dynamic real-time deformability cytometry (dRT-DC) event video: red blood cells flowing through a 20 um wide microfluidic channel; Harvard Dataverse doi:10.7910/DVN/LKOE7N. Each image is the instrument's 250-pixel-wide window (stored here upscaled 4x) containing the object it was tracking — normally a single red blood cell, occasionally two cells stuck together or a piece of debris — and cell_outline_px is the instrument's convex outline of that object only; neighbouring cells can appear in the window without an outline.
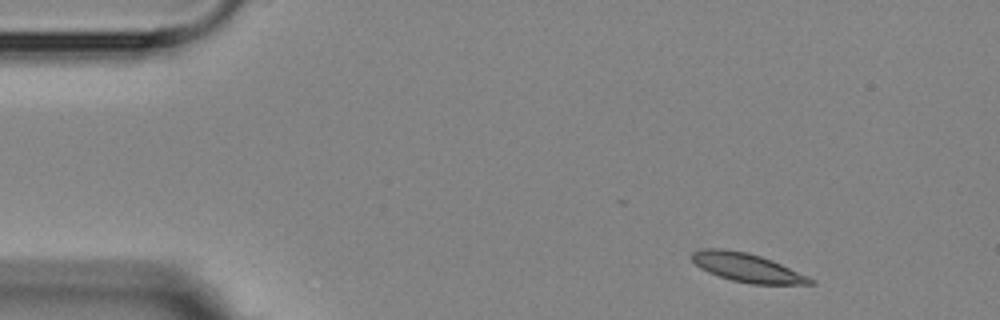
{"species": "Egyptian fruit bat (a non-hibernating species)", "species_latin": "Rousettus aegyptiacus", "temperature_condition": "room temperature", "stored_images_in_passage": 8, "camera_frame_rate_fps": 3000, "um_per_image_px": 0.085, "animal": {"sex": "female"}, "frame": {"image": 1, "passage_image": 1, "time_ms": 0.0, "image_size_px": [1000, 320], "cell_outline_px": [[816, 284], [752, 284], [732, 280], [708, 272], [700, 268], [688, 256], [692, 252], [704, 248], [720, 248], [748, 252], [772, 260], [808, 276], [816, 280]], "centroid_in_image_um": [63.49, 22.74], "position_along_channel_um": 21.5, "area_um2": 19.83}}
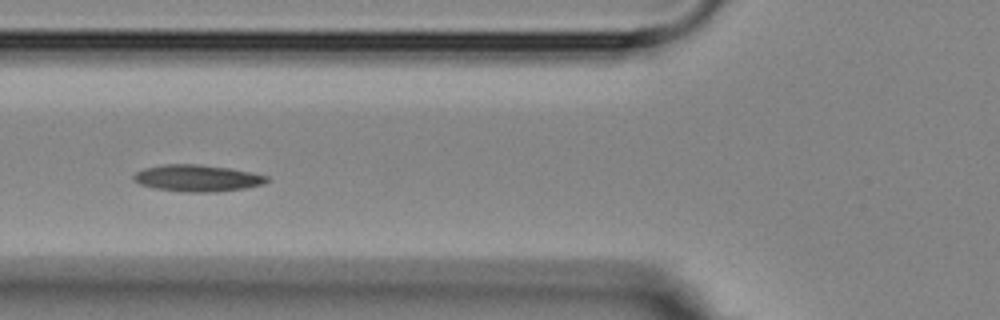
{"frame": {"image": 2, "passage_image": 5, "time_ms": 4.667, "image_size_px": [1000, 320], "cell_outline_px": [[268, 180], [264, 184], [244, 188], [216, 192], [184, 192], [156, 188], [140, 184], [132, 180], [132, 176], [136, 172], [144, 168], [164, 164], [200, 164], [228, 168], [252, 172], [268, 176]], "centroid_in_image_um": [16.76, 15.14], "position_along_channel_um": 109.0, "area_um2": 20.75}}
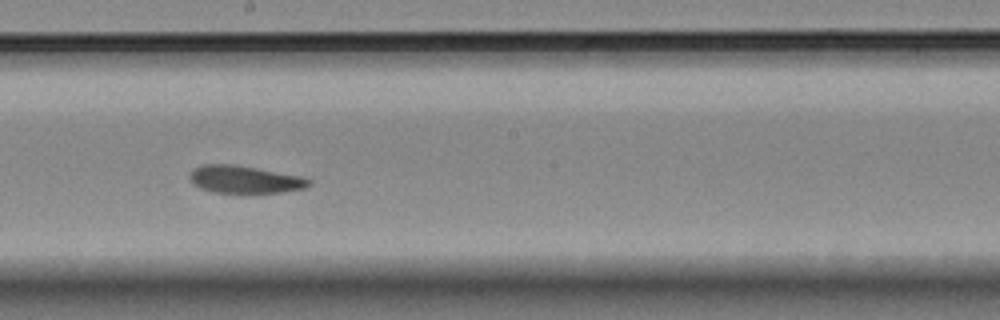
{"frame": {"image": 3, "passage_image": 8, "time_ms": 8.0, "image_size_px": [1000, 320], "cell_outline_px": [[312, 184], [304, 188], [280, 192], [244, 196], [212, 192], [200, 188], [192, 184], [188, 176], [192, 168], [200, 164], [232, 164], [304, 176], [312, 180]], "centroid_in_image_um": [20.77, 15.29], "position_along_channel_um": 227.4, "area_um2": 20.23}}